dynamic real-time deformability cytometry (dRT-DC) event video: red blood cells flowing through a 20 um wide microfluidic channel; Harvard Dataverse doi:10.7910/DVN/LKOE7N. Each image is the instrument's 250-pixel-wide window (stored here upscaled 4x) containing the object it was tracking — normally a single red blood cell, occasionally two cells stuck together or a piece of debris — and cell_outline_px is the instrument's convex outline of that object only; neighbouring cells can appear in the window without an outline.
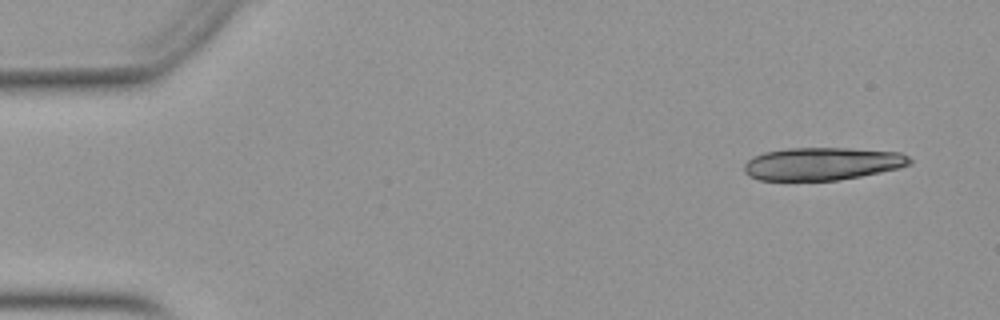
{"species": "Egyptian fruit bat (a non-hibernating species)", "species_latin": "Rousettus aegyptiacus", "temperature_condition": "warm", "stored_images_in_passage": 51, "segment_of_instrument_passage": [1, 2], "camera_frame_rate_fps": 3000, "um_per_image_px": 0.085, "animal": {"sex": "female"}, "frame": {"image": 1, "passage_image": 3, "time_ms": 0.667, "image_size_px": [1000, 320], "cell_outline_px": [[912, 164], [900, 168], [860, 176], [836, 180], [760, 180], [748, 176], [744, 172], [744, 164], [752, 156], [764, 152], [788, 148], [848, 148], [900, 152], [908, 156], [912, 160]], "centroid_in_image_um": [69.89, 13.91], "position_along_channel_um": 15.1, "area_um2": 31.67}}